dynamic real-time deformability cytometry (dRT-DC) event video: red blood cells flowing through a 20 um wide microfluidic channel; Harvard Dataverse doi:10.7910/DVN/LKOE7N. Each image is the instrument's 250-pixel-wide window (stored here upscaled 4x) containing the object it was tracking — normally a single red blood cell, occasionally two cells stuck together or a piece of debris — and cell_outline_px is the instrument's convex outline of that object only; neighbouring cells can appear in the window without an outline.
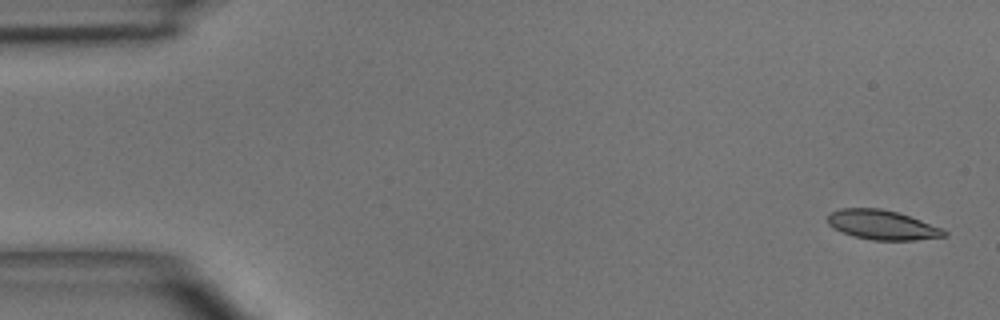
{"species": "common noctule bat (a hibernating species)", "species_latin": "Nyctalus noctula", "temperature_condition": "room temperature", "stored_images_in_passage": 4, "camera_frame_rate_fps": 3000, "um_per_image_px": 0.085, "animal": {"sex": "male", "body_mass_g": 15.6}, "frame": {"image": 1, "passage_image": 1, "time_ms": 0.0, "image_size_px": [1000, 320], "cell_outline_px": [[948, 236], [916, 240], [872, 240], [852, 236], [840, 232], [832, 228], [828, 224], [828, 212], [840, 208], [880, 208], [896, 212], [944, 228], [948, 232]], "centroid_in_image_um": [74.97, 19.12], "position_along_channel_um": 10.0, "area_um2": 20.29}}
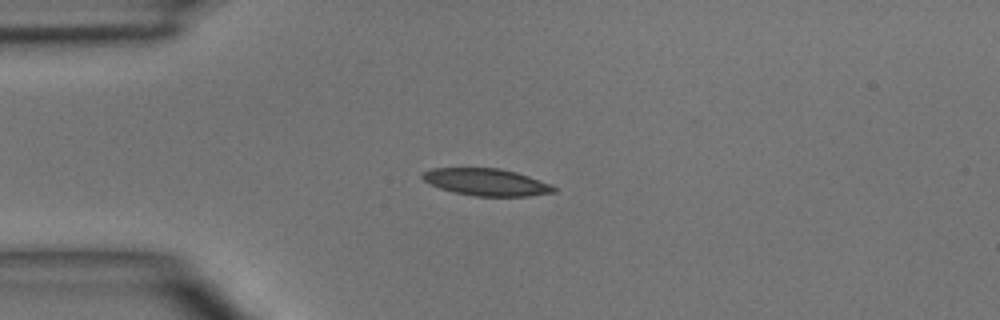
{"frame": {"image": 2, "passage_image": 3, "time_ms": 3.333, "image_size_px": [1000, 320], "cell_outline_px": [[556, 192], [528, 196], [476, 196], [452, 192], [440, 188], [424, 180], [420, 176], [424, 172], [432, 168], [500, 168], [516, 172], [528, 176], [548, 184], [556, 188]], "centroid_in_image_um": [41.32, 15.48], "position_along_channel_um": 43.7, "area_um2": 20.52}}